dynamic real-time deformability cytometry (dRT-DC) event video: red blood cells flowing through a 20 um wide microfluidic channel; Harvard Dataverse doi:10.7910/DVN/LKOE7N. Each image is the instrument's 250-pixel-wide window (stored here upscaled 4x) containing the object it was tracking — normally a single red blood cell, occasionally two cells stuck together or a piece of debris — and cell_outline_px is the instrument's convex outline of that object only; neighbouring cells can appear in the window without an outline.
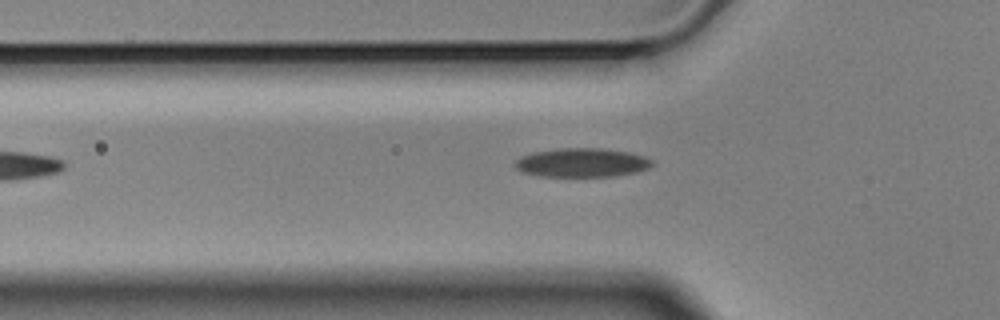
{"species": "Egyptian fruit bat (a non-hibernating species)", "species_latin": "Rousettus aegyptiacus", "temperature_condition": "cold", "stored_images_in_passage": 5, "camera_frame_rate_fps": 3000, "um_per_image_px": 0.085, "animal": {"sex": "male"}, "frame": {"image": 1, "passage_image": 5, "time_ms": 1.333, "image_size_px": [1000, 320], "cell_outline_px": [[652, 164], [648, 168], [636, 172], [616, 176], [540, 176], [524, 172], [516, 168], [512, 164], [520, 156], [532, 152], [560, 148], [600, 148], [628, 152], [644, 156], [652, 160]], "centroid_in_image_um": [49.43, 13.82], "position_along_channel_um": 76.4, "area_um2": 23.06}}